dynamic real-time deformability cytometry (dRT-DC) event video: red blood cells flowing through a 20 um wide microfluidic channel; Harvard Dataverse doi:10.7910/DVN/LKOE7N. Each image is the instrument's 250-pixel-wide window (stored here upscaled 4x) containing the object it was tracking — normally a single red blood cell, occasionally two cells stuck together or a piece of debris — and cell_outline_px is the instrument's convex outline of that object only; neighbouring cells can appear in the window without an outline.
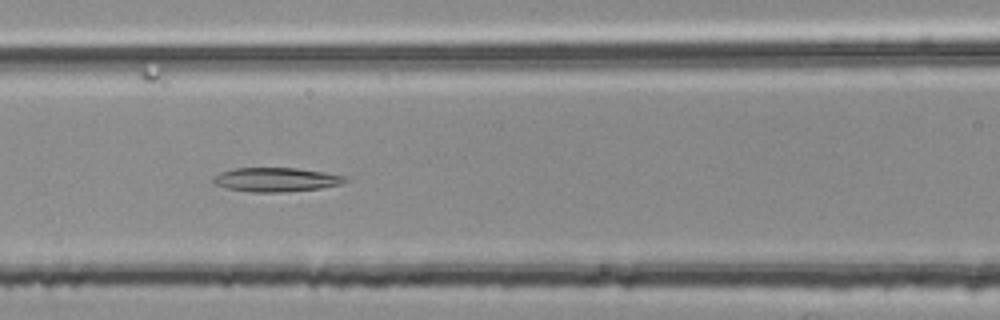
{"species": "common noctule bat (a hibernating species)", "species_latin": "Nyctalus noctula", "temperature_condition": "room temperature", "stored_images_in_passage": 34, "camera_frame_rate_fps": 3000, "um_per_image_px": 0.085, "animal": {"sex": "female", "body_mass_g": 25.1}, "frame": {"image": 1, "passage_image": 12, "time_ms": 3.667, "image_size_px": [1000, 320], "cell_outline_px": [[348, 180], [340, 184], [320, 188], [280, 192], [252, 192], [228, 188], [216, 184], [212, 180], [220, 172], [236, 168], [296, 168], [324, 172], [348, 176]], "centroid_in_image_um": [23.51, 15.26], "position_along_channel_um": 143.1, "area_um2": 18.26}}
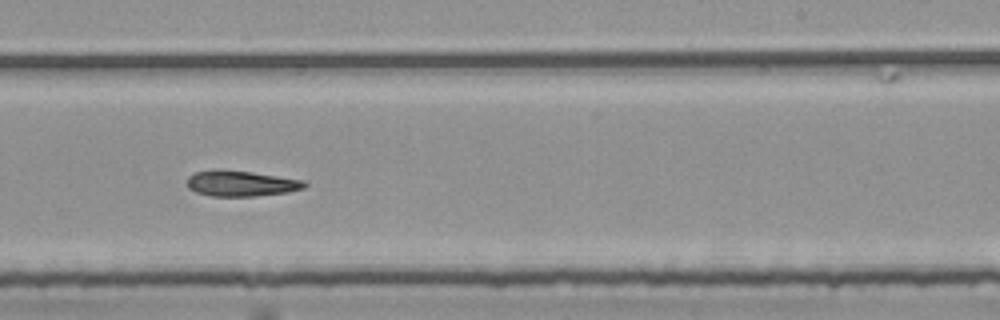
{"frame": {"image": 2, "passage_image": 22, "time_ms": 7.0, "image_size_px": [1000, 320], "cell_outline_px": [[308, 184], [304, 188], [288, 192], [256, 196], [212, 196], [196, 192], [188, 188], [188, 176], [196, 172], [252, 172], [304, 180]], "centroid_in_image_um": [20.57, 15.63], "position_along_channel_um": 268.4, "area_um2": 16.88}}
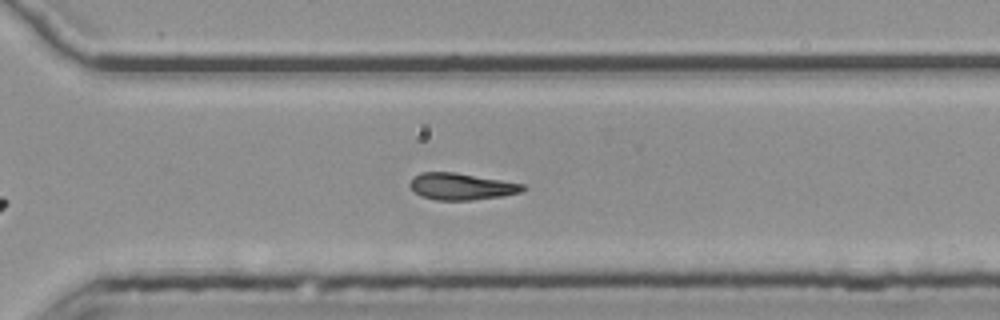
{"frame": {"image": 3, "passage_image": 27, "time_ms": 8.667, "image_size_px": [1000, 320], "cell_outline_px": [[528, 188], [520, 192], [504, 196], [472, 200], [436, 200], [420, 196], [408, 184], [412, 176], [420, 172], [456, 172], [528, 184]], "centroid_in_image_um": [39.26, 15.84], "position_along_channel_um": 331.3, "area_um2": 17.98}}